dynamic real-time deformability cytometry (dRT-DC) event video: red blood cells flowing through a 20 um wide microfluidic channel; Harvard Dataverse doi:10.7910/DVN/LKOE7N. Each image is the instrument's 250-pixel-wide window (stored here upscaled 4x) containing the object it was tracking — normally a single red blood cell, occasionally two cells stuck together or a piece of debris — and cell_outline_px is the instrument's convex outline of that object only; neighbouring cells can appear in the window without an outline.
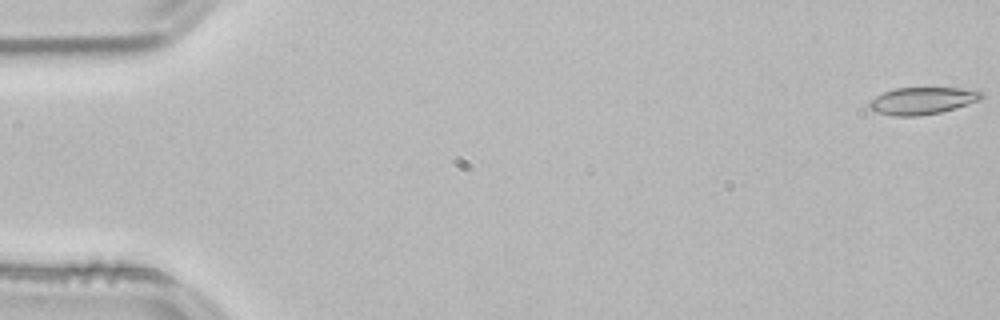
{"species": "common noctule bat (a hibernating species)", "species_latin": "Nyctalus noctula", "temperature_condition": "room temperature", "stored_images_in_passage": 53, "camera_frame_rate_fps": 3000, "um_per_image_px": 0.085, "animal": {"sex": "male", "body_mass_g": 21.5, "forearm_length_mm": 52.0}, "frame": {"image": 1, "passage_image": 1, "time_ms": 0.0, "image_size_px": [1000, 320], "cell_outline_px": [[984, 96], [980, 100], [940, 112], [920, 116], [892, 116], [876, 112], [868, 108], [868, 104], [876, 96], [884, 92], [896, 88], [960, 88], [984, 92]], "centroid_in_image_um": [78.38, 8.57], "position_along_channel_um": 6.6, "area_um2": 17.63}}
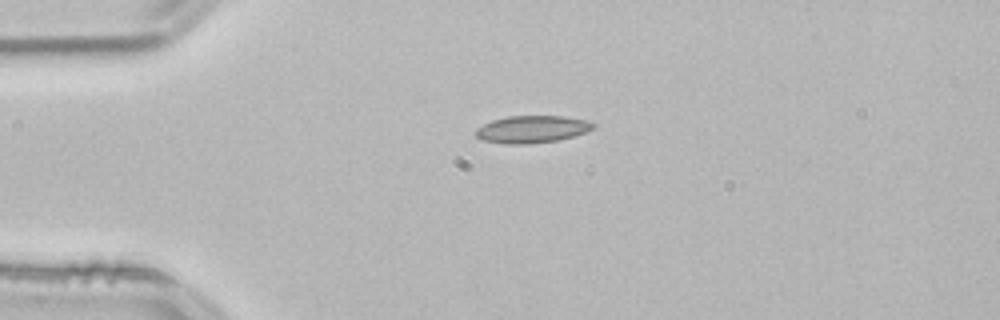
{"frame": {"image": 2, "passage_image": 13, "time_ms": 4.0, "image_size_px": [1000, 320], "cell_outline_px": [[596, 128], [560, 140], [528, 144], [508, 144], [484, 140], [476, 136], [476, 128], [492, 120], [508, 116], [564, 116], [584, 120], [596, 124]], "centroid_in_image_um": [45.23, 10.98], "position_along_channel_um": 39.8, "area_um2": 18.55}}
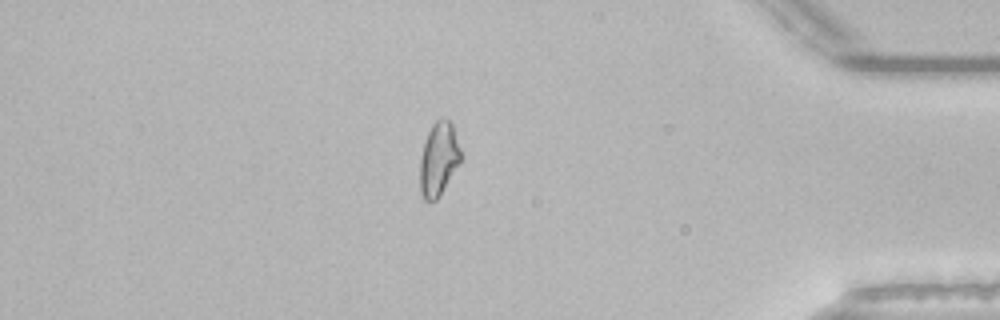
{"frame": {"image": 3, "passage_image": 46, "time_ms": 15.0, "image_size_px": [1000, 320], "cell_outline_px": [[460, 164], [440, 196], [436, 200], [424, 200], [420, 188], [420, 156], [428, 132], [432, 124], [436, 120], [448, 120], [452, 124], [460, 152]], "centroid_in_image_um": [37.27, 13.56], "position_along_channel_um": 397.9, "area_um2": 17.22}, "authors_computed_cell_mechanics": {"area_um2": 17.5134, "velocity_mm_per_s": 3.8368, "shape_relaxation_time_tau1_ms": null, "shape_relaxation_time_tau2_ms": 4.2389, "deformation_change_tau1": null, "deformation_change_tau2": 0.1085}}